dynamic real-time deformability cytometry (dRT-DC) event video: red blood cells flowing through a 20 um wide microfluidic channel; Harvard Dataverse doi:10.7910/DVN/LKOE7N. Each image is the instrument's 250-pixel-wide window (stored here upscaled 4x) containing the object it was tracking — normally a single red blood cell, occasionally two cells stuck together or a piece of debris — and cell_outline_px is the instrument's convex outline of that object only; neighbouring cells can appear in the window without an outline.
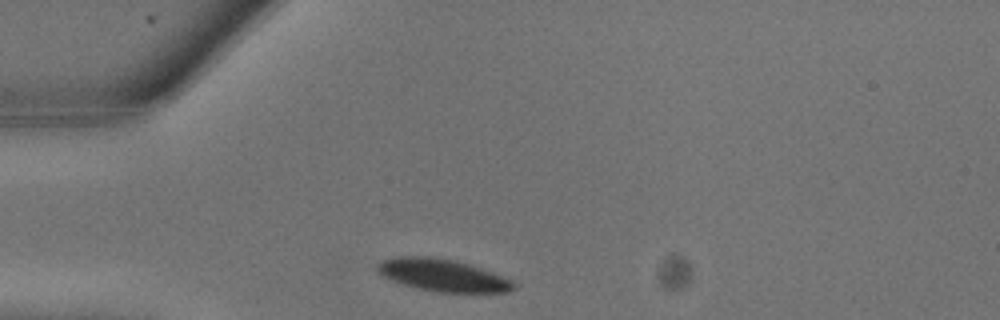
{"species": "common noctule bat (a hibernating species)", "species_latin": "Nyctalus noctula", "temperature_condition": "warm", "stored_images_in_passage": 5, "camera_frame_rate_fps": 3000, "um_per_image_px": 0.085, "animal": {"sex": "male", "body_mass_g": 13.3}, "frame": {"image": 1, "passage_image": 1, "time_ms": 0.0, "image_size_px": [1000, 320], "cell_outline_px": [[516, 288], [508, 292], [440, 292], [420, 288], [404, 284], [392, 280], [376, 272], [376, 264], [380, 260], [396, 256], [428, 256], [456, 260], [492, 272], [512, 280], [516, 284]], "centroid_in_image_um": [37.61, 23.37], "position_along_channel_um": 47.4, "area_um2": 25.55}}
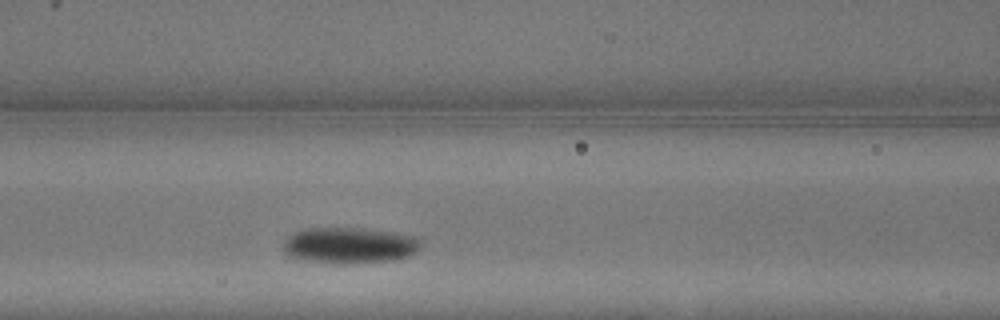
{"frame": {"image": 2, "passage_image": 5, "time_ms": 1.333, "image_size_px": [1000, 320], "cell_outline_px": [[420, 248], [416, 252], [408, 256], [396, 260], [336, 264], [312, 260], [292, 256], [284, 252], [284, 240], [288, 236], [296, 232], [308, 228], [364, 228], [396, 232], [420, 236]], "centroid_in_image_um": [29.8, 20.84], "position_along_channel_um": 136.8, "area_um2": 28.9}}